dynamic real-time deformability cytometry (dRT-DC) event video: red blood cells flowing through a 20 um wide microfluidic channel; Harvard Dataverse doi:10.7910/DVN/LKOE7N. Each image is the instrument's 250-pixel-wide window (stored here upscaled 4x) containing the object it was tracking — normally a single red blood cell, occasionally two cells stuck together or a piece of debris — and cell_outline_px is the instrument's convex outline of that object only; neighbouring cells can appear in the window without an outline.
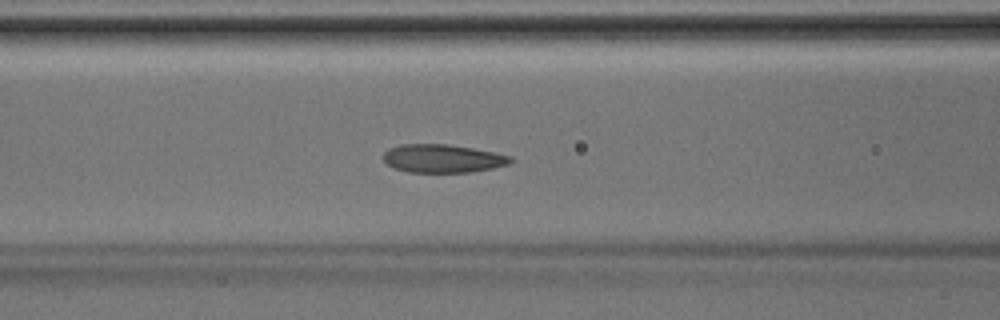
{"species": "Egyptian fruit bat (a non-hibernating species)", "species_latin": "Rousettus aegyptiacus", "temperature_condition": "room temperature", "stored_images_in_passage": 42, "camera_frame_rate_fps": 3000, "um_per_image_px": 0.085, "animal": {"sex": "male"}, "frame": {"image": 1, "passage_image": 17, "time_ms": 5.333, "image_size_px": [1000, 320], "cell_outline_px": [[516, 160], [512, 164], [472, 172], [408, 172], [396, 168], [388, 164], [384, 160], [384, 152], [388, 148], [400, 144], [448, 144], [472, 148], [512, 156]], "centroid_in_image_um": [37.68, 13.47], "position_along_channel_um": 128.9, "area_um2": 21.04}}
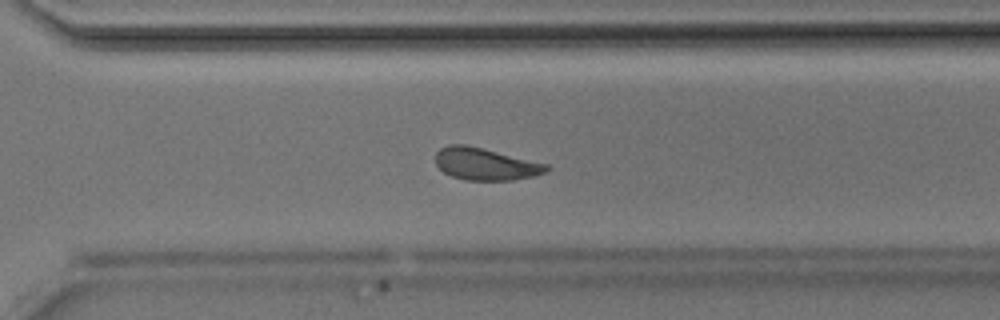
{"frame": {"image": 2, "passage_image": 30, "time_ms": 9.667, "image_size_px": [1000, 320], "cell_outline_px": [[552, 168], [548, 172], [532, 176], [512, 180], [464, 180], [452, 176], [444, 172], [436, 164], [436, 152], [440, 148], [448, 144], [464, 144], [484, 148], [548, 164]], "centroid_in_image_um": [41.28, 13.93], "position_along_channel_um": 329.3, "area_um2": 20.92}}
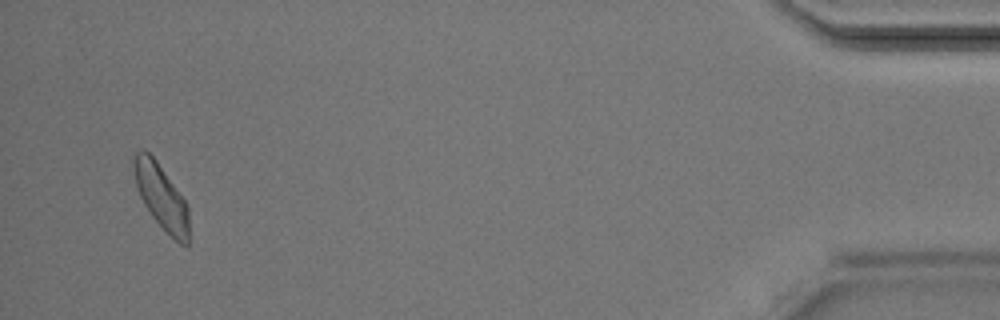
{"frame": {"image": 3, "passage_image": 41, "time_ms": 13.333, "image_size_px": [1000, 320], "cell_outline_px": [[188, 244], [180, 244], [152, 216], [144, 204], [140, 196], [136, 184], [132, 168], [132, 156], [140, 148], [144, 148], [156, 160], [184, 200], [188, 208]], "centroid_in_image_um": [13.65, 16.65], "position_along_channel_um": 421.5, "area_um2": 20.4}}